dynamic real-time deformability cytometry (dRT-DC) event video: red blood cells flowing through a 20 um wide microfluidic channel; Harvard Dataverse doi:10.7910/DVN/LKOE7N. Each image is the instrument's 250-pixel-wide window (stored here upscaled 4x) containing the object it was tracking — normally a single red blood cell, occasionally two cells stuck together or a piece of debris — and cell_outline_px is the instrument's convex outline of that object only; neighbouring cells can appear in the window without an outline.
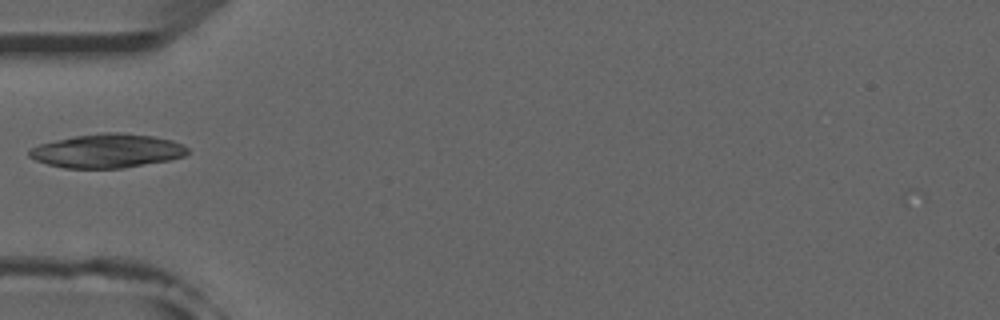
{"species": "common noctule bat (a hibernating species)", "species_latin": "Nyctalus noctula", "temperature_condition": "room temperature", "stored_images_in_passage": 13, "camera_frame_rate_fps": 3000, "um_per_image_px": 0.085, "animal": {"sex": "male", "forearm_length_mm": 52.5}, "frame": {"image": 1, "passage_image": 2, "time_ms": 0.333, "image_size_px": [1000, 320], "cell_outline_px": [[188, 152], [184, 156], [172, 160], [120, 168], [64, 168], [48, 164], [36, 160], [28, 156], [28, 148], [40, 144], [56, 140], [76, 136], [100, 132], [120, 132], [152, 136], [172, 140], [184, 144], [188, 148]], "centroid_in_image_um": [9.12, 12.82], "position_along_channel_um": 75.9, "area_um2": 31.33}}
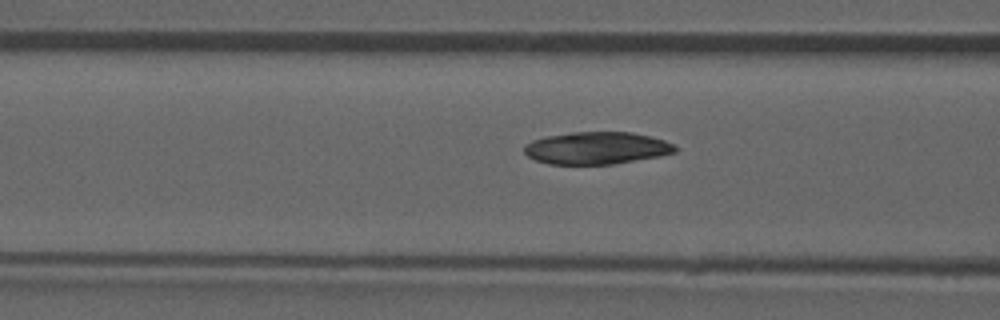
{"frame": {"image": 2, "passage_image": 5, "time_ms": 1.333, "image_size_px": [1000, 320], "cell_outline_px": [[676, 152], [660, 156], [612, 164], [548, 164], [536, 160], [528, 156], [524, 152], [524, 144], [532, 140], [548, 136], [572, 132], [632, 132], [652, 136], [664, 140], [672, 144], [676, 148]], "centroid_in_image_um": [50.71, 12.58], "position_along_channel_um": 115.9, "area_um2": 28.38}}